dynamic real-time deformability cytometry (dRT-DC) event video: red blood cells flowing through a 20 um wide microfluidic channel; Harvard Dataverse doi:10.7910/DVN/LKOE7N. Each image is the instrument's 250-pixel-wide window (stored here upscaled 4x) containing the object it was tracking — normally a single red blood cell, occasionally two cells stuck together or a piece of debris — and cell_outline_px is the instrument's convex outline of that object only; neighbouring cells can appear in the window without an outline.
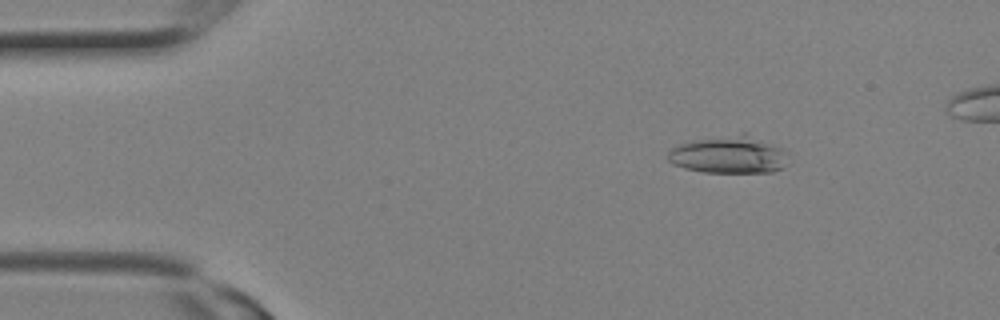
{"species": "Egyptian fruit bat (a non-hibernating species)", "species_latin": "Rousettus aegyptiacus", "temperature_condition": "room temperature", "stored_images_in_passage": 9, "camera_frame_rate_fps": 3000, "um_per_image_px": 0.085, "animal": {"sex": "female"}, "frame": {"image": 1, "passage_image": 4, "time_ms": 1.0, "image_size_px": [1000, 320], "cell_outline_px": [[788, 152], [780, 168], [772, 172], [704, 172], [684, 168], [672, 164], [668, 160], [668, 152], [672, 148], [680, 144], [696, 140], [744, 132], [784, 148]], "centroid_in_image_um": [61.95, 13.14], "position_along_channel_um": 23.1, "area_um2": 26.07}}
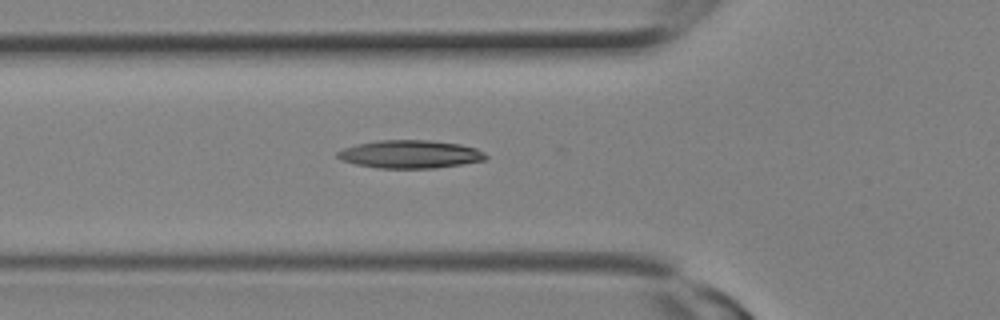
{"frame": {"image": 2, "passage_image": 9, "time_ms": 2.667, "image_size_px": [1000, 320], "cell_outline_px": [[488, 156], [484, 160], [436, 168], [376, 168], [356, 164], [340, 160], [336, 156], [336, 152], [344, 148], [356, 144], [380, 140], [432, 140], [460, 144], [476, 148], [484, 152]], "centroid_in_image_um": [34.84, 13.1], "position_along_channel_um": 91.0, "area_um2": 24.28}}